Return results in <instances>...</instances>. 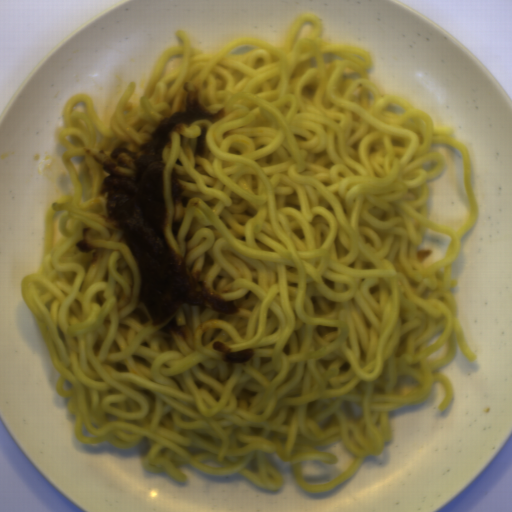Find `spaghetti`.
I'll return each instance as SVG.
<instances>
[{
	"mask_svg": "<svg viewBox=\"0 0 512 512\" xmlns=\"http://www.w3.org/2000/svg\"><path fill=\"white\" fill-rule=\"evenodd\" d=\"M138 101L125 84L107 125L91 95L62 108L57 140L74 188L48 202L41 260L23 278L71 398L76 439L119 449L147 440L145 470L187 483L241 474L310 494L347 483L395 435L390 413L422 405L438 372L475 352L458 320L453 263L478 220L471 154L451 128L372 81V54L321 39L304 13L280 46L240 37L217 51L174 33ZM226 116L177 123L164 148V237L239 313L184 303L151 325L123 230L104 223L109 176L84 151H138L185 111L183 84ZM186 187L173 205L171 171ZM83 227L94 250L75 246ZM456 340V342H455ZM214 341L253 358L223 362Z\"/></svg>",
	"mask_w": 512,
	"mask_h": 512,
	"instance_id": "obj_1",
	"label": "spaghetti"
}]
</instances>
